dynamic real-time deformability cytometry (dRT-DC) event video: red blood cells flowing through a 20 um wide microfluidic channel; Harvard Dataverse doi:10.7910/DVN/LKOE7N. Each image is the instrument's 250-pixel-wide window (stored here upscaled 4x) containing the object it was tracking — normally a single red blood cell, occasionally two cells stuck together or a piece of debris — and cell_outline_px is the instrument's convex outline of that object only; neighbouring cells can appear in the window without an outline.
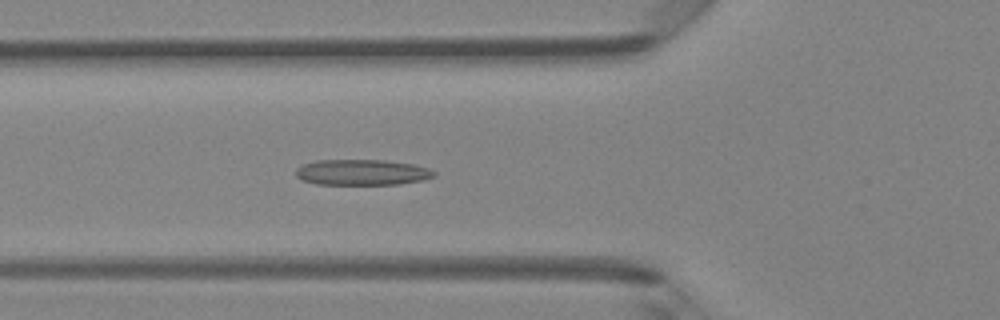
{"species": "Egyptian fruit bat (a non-hibernating species)", "species_latin": "Rousettus aegyptiacus", "temperature_condition": "room temperature", "stored_images_in_passage": 42, "camera_frame_rate_fps": 3000, "um_per_image_px": 0.085, "animal": {"sex": "female"}, "frame": {"image": 1, "passage_image": 12, "time_ms": 3.667, "image_size_px": [1000, 320], "cell_outline_px": [[436, 176], [424, 180], [400, 184], [316, 184], [300, 180], [296, 176], [296, 168], [304, 164], [316, 160], [384, 160], [412, 164], [428, 168], [436, 172]], "centroid_in_image_um": [30.77, 14.65], "position_along_channel_um": 95.0, "area_um2": 20.81}}
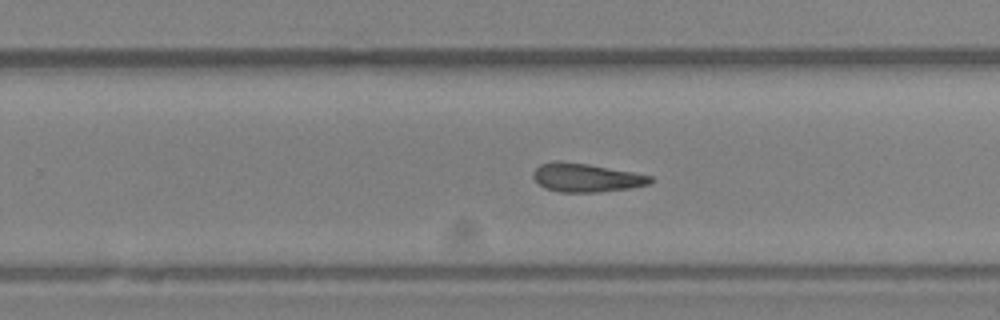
{"frame": {"image": 2, "passage_image": 25, "time_ms": 8.0, "image_size_px": [1000, 320], "cell_outline_px": [[652, 180], [648, 184], [628, 188], [596, 192], [560, 192], [544, 188], [532, 176], [532, 172], [540, 164], [556, 160], [560, 160], [588, 164], [632, 172], [652, 176]], "centroid_in_image_um": [49.76, 15.09], "position_along_channel_um": 280.0, "area_um2": 19.36}}
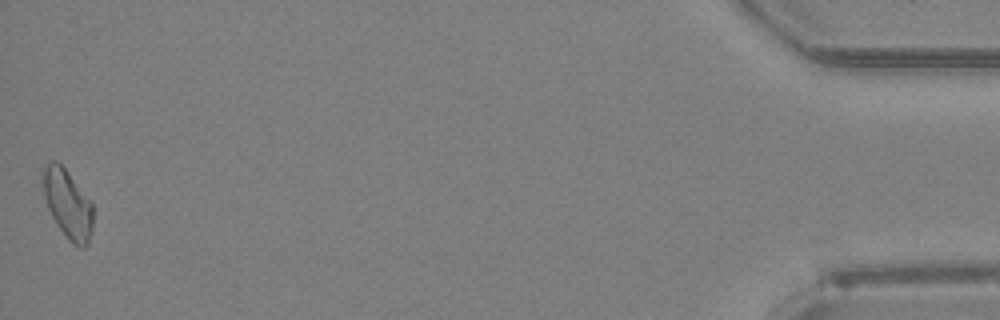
{"frame": {"image": 3, "passage_image": 42, "time_ms": 13.667, "image_size_px": [1000, 320], "cell_outline_px": [[92, 232], [88, 244], [84, 248], [80, 248], [72, 244], [68, 240], [56, 224], [48, 208], [44, 196], [40, 168], [44, 164], [52, 160], [56, 160], [68, 172], [92, 204]], "centroid_in_image_um": [5.71, 17.33], "position_along_channel_um": 429.5, "area_um2": 20.29}, "authors_computed_cell_mechanics": {"area_um2": 19.8543, "velocity_mm_per_s": 4.2751, "shape_relaxation_time_tau1_ms": null, "shape_relaxation_time_tau2_ms": 4.959, "deformation_change_tau1": null, "deformation_change_tau2": 0.1328}}